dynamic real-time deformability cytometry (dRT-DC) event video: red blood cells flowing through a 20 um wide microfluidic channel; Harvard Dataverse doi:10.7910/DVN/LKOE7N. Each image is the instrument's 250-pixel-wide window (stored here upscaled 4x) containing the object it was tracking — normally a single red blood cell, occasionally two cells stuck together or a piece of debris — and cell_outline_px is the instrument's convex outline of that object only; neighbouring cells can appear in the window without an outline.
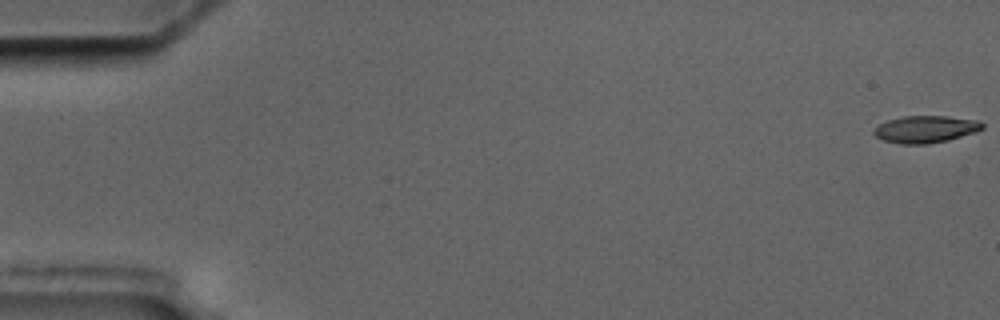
{"species": "common noctule bat (a hibernating species)", "species_latin": "Nyctalus noctula", "temperature_condition": "cold", "stored_images_in_passage": 6, "camera_frame_rate_fps": 3000, "um_per_image_px": 0.085, "animal": {"sex": "male", "body_mass_g": 17.5, "forearm_length_mm": 52.3}, "frame": {"image": 1, "passage_image": 1, "time_ms": 0.0, "image_size_px": [1000, 320], "cell_outline_px": [[984, 128], [976, 132], [948, 140], [928, 144], [900, 144], [884, 140], [876, 136], [872, 132], [880, 124], [888, 120], [904, 116], [944, 116], [980, 120], [984, 124]], "centroid_in_image_um": [78.71, 10.98], "position_along_channel_um": 6.3, "area_um2": 17.11}}
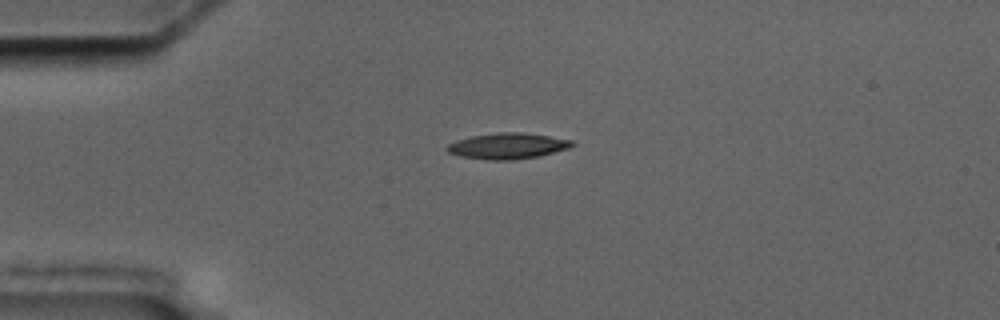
{"frame": {"image": 2, "passage_image": 5, "time_ms": 4.667, "image_size_px": [1000, 320], "cell_outline_px": [[576, 144], [568, 148], [540, 156], [512, 160], [488, 160], [460, 156], [448, 152], [444, 148], [448, 144], [456, 140], [472, 136], [496, 132], [520, 132], [548, 136], [572, 140]], "centroid_in_image_um": [43.12, 12.41], "position_along_channel_um": 41.9, "area_um2": 18.9}}
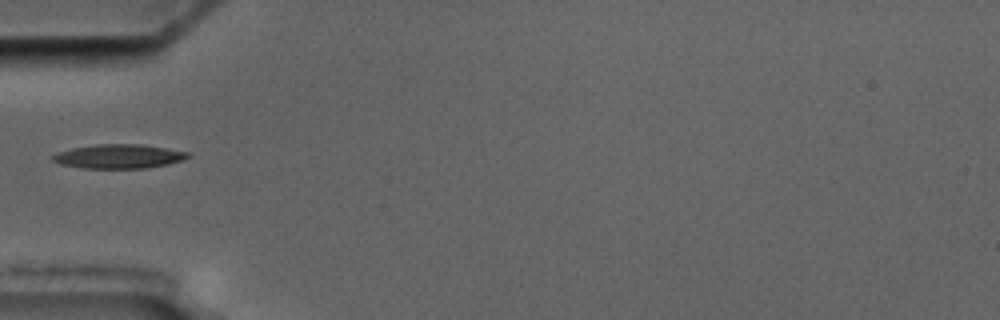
{"frame": {"image": 3, "passage_image": 6, "time_ms": 6.333, "image_size_px": [1000, 320], "cell_outline_px": [[192, 156], [184, 160], [168, 164], [148, 168], [84, 168], [60, 164], [52, 160], [52, 156], [56, 152], [72, 148], [96, 144], [140, 144], [188, 152]], "centroid_in_image_um": [10.1, 13.29], "position_along_channel_um": 74.9, "area_um2": 19.02}}